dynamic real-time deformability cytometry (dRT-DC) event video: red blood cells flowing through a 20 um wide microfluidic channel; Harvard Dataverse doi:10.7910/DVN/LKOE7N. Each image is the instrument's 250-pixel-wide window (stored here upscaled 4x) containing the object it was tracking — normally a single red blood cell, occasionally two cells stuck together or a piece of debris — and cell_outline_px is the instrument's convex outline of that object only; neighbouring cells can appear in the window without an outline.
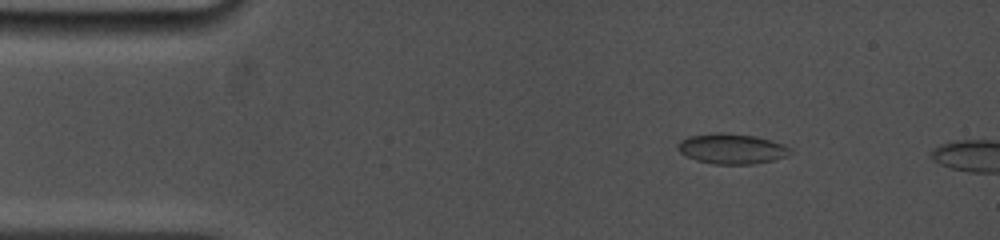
{"species": "common noctule bat (a hibernating species)", "species_latin": "Nyctalus noctula", "temperature_condition": "cold", "stored_images_in_passage": 9, "camera_frame_rate_fps": 5000, "um_per_image_px": 0.085, "animal": {"sex": "female", "body_mass_g": 19.0, "forearm_length_mm": 53.3}, "frame": {"image": 1, "passage_image": 6, "time_ms": 1.8, "image_size_px": [1000, 240], "cell_outline_px": [[792, 152], [788, 156], [772, 160], [752, 164], [716, 164], [696, 160], [680, 152], [676, 148], [676, 144], [680, 140], [688, 136], [712, 132], [720, 132], [756, 136], [784, 144], [792, 148]], "centroid_in_image_um": [62.19, 12.63], "position_along_channel_um": 22.8, "area_um2": 20.0}}